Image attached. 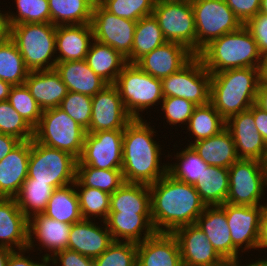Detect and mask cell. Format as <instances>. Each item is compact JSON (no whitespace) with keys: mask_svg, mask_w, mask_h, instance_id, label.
<instances>
[{"mask_svg":"<svg viewBox=\"0 0 267 266\" xmlns=\"http://www.w3.org/2000/svg\"><path fill=\"white\" fill-rule=\"evenodd\" d=\"M76 180L84 187L114 193L125 183L122 170L99 169L88 165L76 166Z\"/></svg>","mask_w":267,"mask_h":266,"instance_id":"cell-41","label":"cell"},{"mask_svg":"<svg viewBox=\"0 0 267 266\" xmlns=\"http://www.w3.org/2000/svg\"><path fill=\"white\" fill-rule=\"evenodd\" d=\"M137 21L117 17L100 4L93 6L91 26L94 40L109 45L131 63V51Z\"/></svg>","mask_w":267,"mask_h":266,"instance_id":"cell-13","label":"cell"},{"mask_svg":"<svg viewBox=\"0 0 267 266\" xmlns=\"http://www.w3.org/2000/svg\"><path fill=\"white\" fill-rule=\"evenodd\" d=\"M55 70L71 92L93 97L108 85L92 71L86 60L57 62Z\"/></svg>","mask_w":267,"mask_h":266,"instance_id":"cell-29","label":"cell"},{"mask_svg":"<svg viewBox=\"0 0 267 266\" xmlns=\"http://www.w3.org/2000/svg\"><path fill=\"white\" fill-rule=\"evenodd\" d=\"M254 116L256 128L267 144V111L258 107L255 103L249 109Z\"/></svg>","mask_w":267,"mask_h":266,"instance_id":"cell-54","label":"cell"},{"mask_svg":"<svg viewBox=\"0 0 267 266\" xmlns=\"http://www.w3.org/2000/svg\"><path fill=\"white\" fill-rule=\"evenodd\" d=\"M205 233L217 253L233 261V242L225 211L220 206H207L195 223Z\"/></svg>","mask_w":267,"mask_h":266,"instance_id":"cell-26","label":"cell"},{"mask_svg":"<svg viewBox=\"0 0 267 266\" xmlns=\"http://www.w3.org/2000/svg\"><path fill=\"white\" fill-rule=\"evenodd\" d=\"M194 56L184 45L167 41L141 57L135 64L147 74L162 79L180 70Z\"/></svg>","mask_w":267,"mask_h":266,"instance_id":"cell-20","label":"cell"},{"mask_svg":"<svg viewBox=\"0 0 267 266\" xmlns=\"http://www.w3.org/2000/svg\"><path fill=\"white\" fill-rule=\"evenodd\" d=\"M259 13L267 15V0H261V6H260Z\"/></svg>","mask_w":267,"mask_h":266,"instance_id":"cell-63","label":"cell"},{"mask_svg":"<svg viewBox=\"0 0 267 266\" xmlns=\"http://www.w3.org/2000/svg\"><path fill=\"white\" fill-rule=\"evenodd\" d=\"M89 1L92 2L94 5L99 4V0H89Z\"/></svg>","mask_w":267,"mask_h":266,"instance_id":"cell-65","label":"cell"},{"mask_svg":"<svg viewBox=\"0 0 267 266\" xmlns=\"http://www.w3.org/2000/svg\"><path fill=\"white\" fill-rule=\"evenodd\" d=\"M86 130L59 107L44 110L33 139L46 146L80 157Z\"/></svg>","mask_w":267,"mask_h":266,"instance_id":"cell-8","label":"cell"},{"mask_svg":"<svg viewBox=\"0 0 267 266\" xmlns=\"http://www.w3.org/2000/svg\"><path fill=\"white\" fill-rule=\"evenodd\" d=\"M165 42L167 41L153 15L139 19L134 33L131 63H136L141 57Z\"/></svg>","mask_w":267,"mask_h":266,"instance_id":"cell-37","label":"cell"},{"mask_svg":"<svg viewBox=\"0 0 267 266\" xmlns=\"http://www.w3.org/2000/svg\"><path fill=\"white\" fill-rule=\"evenodd\" d=\"M155 2L160 1H175V2H192L193 0H154Z\"/></svg>","mask_w":267,"mask_h":266,"instance_id":"cell-64","label":"cell"},{"mask_svg":"<svg viewBox=\"0 0 267 266\" xmlns=\"http://www.w3.org/2000/svg\"><path fill=\"white\" fill-rule=\"evenodd\" d=\"M161 111L165 114L166 122L169 125H186L196 105L187 99L179 97H164L161 101Z\"/></svg>","mask_w":267,"mask_h":266,"instance_id":"cell-49","label":"cell"},{"mask_svg":"<svg viewBox=\"0 0 267 266\" xmlns=\"http://www.w3.org/2000/svg\"><path fill=\"white\" fill-rule=\"evenodd\" d=\"M225 127L226 121L210 102L205 105L196 106L187 124V129H185L195 139L189 145L192 142L210 138L218 134Z\"/></svg>","mask_w":267,"mask_h":266,"instance_id":"cell-36","label":"cell"},{"mask_svg":"<svg viewBox=\"0 0 267 266\" xmlns=\"http://www.w3.org/2000/svg\"><path fill=\"white\" fill-rule=\"evenodd\" d=\"M9 37V26L6 12L0 10V44Z\"/></svg>","mask_w":267,"mask_h":266,"instance_id":"cell-58","label":"cell"},{"mask_svg":"<svg viewBox=\"0 0 267 266\" xmlns=\"http://www.w3.org/2000/svg\"><path fill=\"white\" fill-rule=\"evenodd\" d=\"M93 220L82 219L71 225L67 249L95 259L113 242L106 223L100 226Z\"/></svg>","mask_w":267,"mask_h":266,"instance_id":"cell-22","label":"cell"},{"mask_svg":"<svg viewBox=\"0 0 267 266\" xmlns=\"http://www.w3.org/2000/svg\"><path fill=\"white\" fill-rule=\"evenodd\" d=\"M262 260H260V258H258V260H256L255 262H250L247 265H240V260L239 257L231 262L228 263V266H267V258L265 257V259H263L261 257Z\"/></svg>","mask_w":267,"mask_h":266,"instance_id":"cell-59","label":"cell"},{"mask_svg":"<svg viewBox=\"0 0 267 266\" xmlns=\"http://www.w3.org/2000/svg\"><path fill=\"white\" fill-rule=\"evenodd\" d=\"M198 56L210 74L227 69L261 68L264 59L244 25L212 40Z\"/></svg>","mask_w":267,"mask_h":266,"instance_id":"cell-4","label":"cell"},{"mask_svg":"<svg viewBox=\"0 0 267 266\" xmlns=\"http://www.w3.org/2000/svg\"><path fill=\"white\" fill-rule=\"evenodd\" d=\"M114 85L133 119H142L139 112L143 113L145 109L147 111L151 106L161 104L164 98L161 79L147 74L135 63L124 66Z\"/></svg>","mask_w":267,"mask_h":266,"instance_id":"cell-6","label":"cell"},{"mask_svg":"<svg viewBox=\"0 0 267 266\" xmlns=\"http://www.w3.org/2000/svg\"><path fill=\"white\" fill-rule=\"evenodd\" d=\"M226 128L233 137L239 159L267 163V144L259 134L249 109L230 117Z\"/></svg>","mask_w":267,"mask_h":266,"instance_id":"cell-19","label":"cell"},{"mask_svg":"<svg viewBox=\"0 0 267 266\" xmlns=\"http://www.w3.org/2000/svg\"><path fill=\"white\" fill-rule=\"evenodd\" d=\"M25 85L43 111L59 107L68 93L67 86L55 68L29 71Z\"/></svg>","mask_w":267,"mask_h":266,"instance_id":"cell-27","label":"cell"},{"mask_svg":"<svg viewBox=\"0 0 267 266\" xmlns=\"http://www.w3.org/2000/svg\"><path fill=\"white\" fill-rule=\"evenodd\" d=\"M229 170V192L226 203L241 206H263L267 188V163L239 159ZM261 200V201H260Z\"/></svg>","mask_w":267,"mask_h":266,"instance_id":"cell-9","label":"cell"},{"mask_svg":"<svg viewBox=\"0 0 267 266\" xmlns=\"http://www.w3.org/2000/svg\"><path fill=\"white\" fill-rule=\"evenodd\" d=\"M191 146L211 166L228 169L239 160L233 137L226 127L210 138L192 142Z\"/></svg>","mask_w":267,"mask_h":266,"instance_id":"cell-30","label":"cell"},{"mask_svg":"<svg viewBox=\"0 0 267 266\" xmlns=\"http://www.w3.org/2000/svg\"><path fill=\"white\" fill-rule=\"evenodd\" d=\"M109 212L151 214L149 185L125 182L110 195Z\"/></svg>","mask_w":267,"mask_h":266,"instance_id":"cell-32","label":"cell"},{"mask_svg":"<svg viewBox=\"0 0 267 266\" xmlns=\"http://www.w3.org/2000/svg\"><path fill=\"white\" fill-rule=\"evenodd\" d=\"M244 26L249 30L257 43L259 52L264 57L267 56V15L258 13L248 20Z\"/></svg>","mask_w":267,"mask_h":266,"instance_id":"cell-50","label":"cell"},{"mask_svg":"<svg viewBox=\"0 0 267 266\" xmlns=\"http://www.w3.org/2000/svg\"><path fill=\"white\" fill-rule=\"evenodd\" d=\"M94 266H137V243L113 241L94 259Z\"/></svg>","mask_w":267,"mask_h":266,"instance_id":"cell-45","label":"cell"},{"mask_svg":"<svg viewBox=\"0 0 267 266\" xmlns=\"http://www.w3.org/2000/svg\"><path fill=\"white\" fill-rule=\"evenodd\" d=\"M29 70L16 44L8 37L0 44V79L11 86L25 84Z\"/></svg>","mask_w":267,"mask_h":266,"instance_id":"cell-40","label":"cell"},{"mask_svg":"<svg viewBox=\"0 0 267 266\" xmlns=\"http://www.w3.org/2000/svg\"><path fill=\"white\" fill-rule=\"evenodd\" d=\"M16 13L7 12L8 26L21 23H49L50 9L48 0H15Z\"/></svg>","mask_w":267,"mask_h":266,"instance_id":"cell-43","label":"cell"},{"mask_svg":"<svg viewBox=\"0 0 267 266\" xmlns=\"http://www.w3.org/2000/svg\"><path fill=\"white\" fill-rule=\"evenodd\" d=\"M28 245V218L15 198H0V246L21 250Z\"/></svg>","mask_w":267,"mask_h":266,"instance_id":"cell-25","label":"cell"},{"mask_svg":"<svg viewBox=\"0 0 267 266\" xmlns=\"http://www.w3.org/2000/svg\"><path fill=\"white\" fill-rule=\"evenodd\" d=\"M132 120L117 87L108 84L92 97L91 122L86 132L124 130Z\"/></svg>","mask_w":267,"mask_h":266,"instance_id":"cell-16","label":"cell"},{"mask_svg":"<svg viewBox=\"0 0 267 266\" xmlns=\"http://www.w3.org/2000/svg\"><path fill=\"white\" fill-rule=\"evenodd\" d=\"M70 229L71 224L59 222L47 217L43 213L35 214L28 219L27 248L34 251V248L38 245V247H42H37V250L40 249V253L42 251L41 249H47L44 251L46 254L42 256L49 260L57 252L67 249ZM47 252L50 253L48 254Z\"/></svg>","mask_w":267,"mask_h":266,"instance_id":"cell-18","label":"cell"},{"mask_svg":"<svg viewBox=\"0 0 267 266\" xmlns=\"http://www.w3.org/2000/svg\"><path fill=\"white\" fill-rule=\"evenodd\" d=\"M93 39L94 36L91 23L57 25V62L85 60Z\"/></svg>","mask_w":267,"mask_h":266,"instance_id":"cell-24","label":"cell"},{"mask_svg":"<svg viewBox=\"0 0 267 266\" xmlns=\"http://www.w3.org/2000/svg\"><path fill=\"white\" fill-rule=\"evenodd\" d=\"M9 38L16 44L29 71L55 68L56 25L51 22L12 25Z\"/></svg>","mask_w":267,"mask_h":266,"instance_id":"cell-5","label":"cell"},{"mask_svg":"<svg viewBox=\"0 0 267 266\" xmlns=\"http://www.w3.org/2000/svg\"><path fill=\"white\" fill-rule=\"evenodd\" d=\"M85 60L92 71L107 84H114L128 63L126 57L120 52L94 39Z\"/></svg>","mask_w":267,"mask_h":266,"instance_id":"cell-31","label":"cell"},{"mask_svg":"<svg viewBox=\"0 0 267 266\" xmlns=\"http://www.w3.org/2000/svg\"><path fill=\"white\" fill-rule=\"evenodd\" d=\"M94 266V259L84 256L77 251L64 249L49 259L51 266Z\"/></svg>","mask_w":267,"mask_h":266,"instance_id":"cell-51","label":"cell"},{"mask_svg":"<svg viewBox=\"0 0 267 266\" xmlns=\"http://www.w3.org/2000/svg\"><path fill=\"white\" fill-rule=\"evenodd\" d=\"M105 223L113 241L139 243L156 233L151 214L109 212Z\"/></svg>","mask_w":267,"mask_h":266,"instance_id":"cell-28","label":"cell"},{"mask_svg":"<svg viewBox=\"0 0 267 266\" xmlns=\"http://www.w3.org/2000/svg\"><path fill=\"white\" fill-rule=\"evenodd\" d=\"M261 68L227 69L211 74L210 103L227 121L256 101Z\"/></svg>","mask_w":267,"mask_h":266,"instance_id":"cell-3","label":"cell"},{"mask_svg":"<svg viewBox=\"0 0 267 266\" xmlns=\"http://www.w3.org/2000/svg\"><path fill=\"white\" fill-rule=\"evenodd\" d=\"M228 7L244 25L248 20L255 17L261 6V0H225Z\"/></svg>","mask_w":267,"mask_h":266,"instance_id":"cell-52","label":"cell"},{"mask_svg":"<svg viewBox=\"0 0 267 266\" xmlns=\"http://www.w3.org/2000/svg\"><path fill=\"white\" fill-rule=\"evenodd\" d=\"M21 141L13 136L0 133V161L4 159Z\"/></svg>","mask_w":267,"mask_h":266,"instance_id":"cell-56","label":"cell"},{"mask_svg":"<svg viewBox=\"0 0 267 266\" xmlns=\"http://www.w3.org/2000/svg\"><path fill=\"white\" fill-rule=\"evenodd\" d=\"M196 55L212 40L238 30L243 24L225 0H193Z\"/></svg>","mask_w":267,"mask_h":266,"instance_id":"cell-10","label":"cell"},{"mask_svg":"<svg viewBox=\"0 0 267 266\" xmlns=\"http://www.w3.org/2000/svg\"><path fill=\"white\" fill-rule=\"evenodd\" d=\"M137 266H183L175 236L156 232L137 243Z\"/></svg>","mask_w":267,"mask_h":266,"instance_id":"cell-21","label":"cell"},{"mask_svg":"<svg viewBox=\"0 0 267 266\" xmlns=\"http://www.w3.org/2000/svg\"><path fill=\"white\" fill-rule=\"evenodd\" d=\"M255 104L261 109L267 111V84L262 80L258 86Z\"/></svg>","mask_w":267,"mask_h":266,"instance_id":"cell-57","label":"cell"},{"mask_svg":"<svg viewBox=\"0 0 267 266\" xmlns=\"http://www.w3.org/2000/svg\"><path fill=\"white\" fill-rule=\"evenodd\" d=\"M11 85L0 79V101H6L9 96Z\"/></svg>","mask_w":267,"mask_h":266,"instance_id":"cell-60","label":"cell"},{"mask_svg":"<svg viewBox=\"0 0 267 266\" xmlns=\"http://www.w3.org/2000/svg\"><path fill=\"white\" fill-rule=\"evenodd\" d=\"M7 101L33 129L38 125L43 110L25 84L12 86Z\"/></svg>","mask_w":267,"mask_h":266,"instance_id":"cell-44","label":"cell"},{"mask_svg":"<svg viewBox=\"0 0 267 266\" xmlns=\"http://www.w3.org/2000/svg\"><path fill=\"white\" fill-rule=\"evenodd\" d=\"M220 207L225 211L233 242V260L241 258L240 252L257 249L260 216L263 206H241L224 203ZM244 246V247H243ZM240 251V252H239Z\"/></svg>","mask_w":267,"mask_h":266,"instance_id":"cell-15","label":"cell"},{"mask_svg":"<svg viewBox=\"0 0 267 266\" xmlns=\"http://www.w3.org/2000/svg\"><path fill=\"white\" fill-rule=\"evenodd\" d=\"M177 160L167 164V173L174 179L194 185L203 171L209 166L205 163L191 145L174 155ZM175 163V164H174Z\"/></svg>","mask_w":267,"mask_h":266,"instance_id":"cell-38","label":"cell"},{"mask_svg":"<svg viewBox=\"0 0 267 266\" xmlns=\"http://www.w3.org/2000/svg\"><path fill=\"white\" fill-rule=\"evenodd\" d=\"M151 218L156 232L172 233L175 229L195 224L206 204L195 187L166 173L149 185Z\"/></svg>","mask_w":267,"mask_h":266,"instance_id":"cell-1","label":"cell"},{"mask_svg":"<svg viewBox=\"0 0 267 266\" xmlns=\"http://www.w3.org/2000/svg\"><path fill=\"white\" fill-rule=\"evenodd\" d=\"M74 185L79 199L82 218L84 220H95L98 217L101 223L105 222L110 210L111 194L96 188L84 187L77 180H75Z\"/></svg>","mask_w":267,"mask_h":266,"instance_id":"cell-42","label":"cell"},{"mask_svg":"<svg viewBox=\"0 0 267 266\" xmlns=\"http://www.w3.org/2000/svg\"><path fill=\"white\" fill-rule=\"evenodd\" d=\"M30 250L28 248L21 250H13L7 260L6 266H49V260L42 256L41 263L39 260L33 261L29 256H25V254L29 253Z\"/></svg>","mask_w":267,"mask_h":266,"instance_id":"cell-53","label":"cell"},{"mask_svg":"<svg viewBox=\"0 0 267 266\" xmlns=\"http://www.w3.org/2000/svg\"><path fill=\"white\" fill-rule=\"evenodd\" d=\"M261 80L267 84V56L263 59L261 67Z\"/></svg>","mask_w":267,"mask_h":266,"instance_id":"cell-62","label":"cell"},{"mask_svg":"<svg viewBox=\"0 0 267 266\" xmlns=\"http://www.w3.org/2000/svg\"><path fill=\"white\" fill-rule=\"evenodd\" d=\"M267 201V200H266ZM263 209L260 216V224H259V234L257 240V249L263 248L267 249V202L264 203L263 200Z\"/></svg>","mask_w":267,"mask_h":266,"instance_id":"cell-55","label":"cell"},{"mask_svg":"<svg viewBox=\"0 0 267 266\" xmlns=\"http://www.w3.org/2000/svg\"><path fill=\"white\" fill-rule=\"evenodd\" d=\"M193 186L206 206L223 205L229 192V170L209 165Z\"/></svg>","mask_w":267,"mask_h":266,"instance_id":"cell-33","label":"cell"},{"mask_svg":"<svg viewBox=\"0 0 267 266\" xmlns=\"http://www.w3.org/2000/svg\"><path fill=\"white\" fill-rule=\"evenodd\" d=\"M124 130L86 133L77 165L99 169H122Z\"/></svg>","mask_w":267,"mask_h":266,"instance_id":"cell-14","label":"cell"},{"mask_svg":"<svg viewBox=\"0 0 267 266\" xmlns=\"http://www.w3.org/2000/svg\"><path fill=\"white\" fill-rule=\"evenodd\" d=\"M172 234L179 244L183 266L228 265L196 224L181 226Z\"/></svg>","mask_w":267,"mask_h":266,"instance_id":"cell-17","label":"cell"},{"mask_svg":"<svg viewBox=\"0 0 267 266\" xmlns=\"http://www.w3.org/2000/svg\"><path fill=\"white\" fill-rule=\"evenodd\" d=\"M53 25L89 24L94 4L89 0H48Z\"/></svg>","mask_w":267,"mask_h":266,"instance_id":"cell-35","label":"cell"},{"mask_svg":"<svg viewBox=\"0 0 267 266\" xmlns=\"http://www.w3.org/2000/svg\"><path fill=\"white\" fill-rule=\"evenodd\" d=\"M100 5L108 12L128 20L152 15L154 0H103Z\"/></svg>","mask_w":267,"mask_h":266,"instance_id":"cell-47","label":"cell"},{"mask_svg":"<svg viewBox=\"0 0 267 266\" xmlns=\"http://www.w3.org/2000/svg\"><path fill=\"white\" fill-rule=\"evenodd\" d=\"M0 133L13 136L20 141L32 140L34 129L6 101H0Z\"/></svg>","mask_w":267,"mask_h":266,"instance_id":"cell-46","label":"cell"},{"mask_svg":"<svg viewBox=\"0 0 267 266\" xmlns=\"http://www.w3.org/2000/svg\"><path fill=\"white\" fill-rule=\"evenodd\" d=\"M59 108L66 112L86 131L91 122L92 97L68 91L67 95L61 101Z\"/></svg>","mask_w":267,"mask_h":266,"instance_id":"cell-48","label":"cell"},{"mask_svg":"<svg viewBox=\"0 0 267 266\" xmlns=\"http://www.w3.org/2000/svg\"><path fill=\"white\" fill-rule=\"evenodd\" d=\"M144 120L133 119L124 129L121 170L126 183L151 185L167 173L155 129Z\"/></svg>","mask_w":267,"mask_h":266,"instance_id":"cell-2","label":"cell"},{"mask_svg":"<svg viewBox=\"0 0 267 266\" xmlns=\"http://www.w3.org/2000/svg\"><path fill=\"white\" fill-rule=\"evenodd\" d=\"M161 83L164 97L184 98L196 106L210 102L211 74L198 55L174 74L162 78Z\"/></svg>","mask_w":267,"mask_h":266,"instance_id":"cell-11","label":"cell"},{"mask_svg":"<svg viewBox=\"0 0 267 266\" xmlns=\"http://www.w3.org/2000/svg\"><path fill=\"white\" fill-rule=\"evenodd\" d=\"M13 250L0 246V266H6L7 260Z\"/></svg>","mask_w":267,"mask_h":266,"instance_id":"cell-61","label":"cell"},{"mask_svg":"<svg viewBox=\"0 0 267 266\" xmlns=\"http://www.w3.org/2000/svg\"><path fill=\"white\" fill-rule=\"evenodd\" d=\"M31 140L21 141L0 161V198H15L28 176Z\"/></svg>","mask_w":267,"mask_h":266,"instance_id":"cell-23","label":"cell"},{"mask_svg":"<svg viewBox=\"0 0 267 266\" xmlns=\"http://www.w3.org/2000/svg\"><path fill=\"white\" fill-rule=\"evenodd\" d=\"M78 159L72 154L31 140L27 178L47 183L54 189L70 185L76 180Z\"/></svg>","mask_w":267,"mask_h":266,"instance_id":"cell-7","label":"cell"},{"mask_svg":"<svg viewBox=\"0 0 267 266\" xmlns=\"http://www.w3.org/2000/svg\"><path fill=\"white\" fill-rule=\"evenodd\" d=\"M152 15L166 41L182 44L196 55V28L191 2H155Z\"/></svg>","mask_w":267,"mask_h":266,"instance_id":"cell-12","label":"cell"},{"mask_svg":"<svg viewBox=\"0 0 267 266\" xmlns=\"http://www.w3.org/2000/svg\"><path fill=\"white\" fill-rule=\"evenodd\" d=\"M43 214L71 225L81 221L83 218L74 183L54 189Z\"/></svg>","mask_w":267,"mask_h":266,"instance_id":"cell-34","label":"cell"},{"mask_svg":"<svg viewBox=\"0 0 267 266\" xmlns=\"http://www.w3.org/2000/svg\"><path fill=\"white\" fill-rule=\"evenodd\" d=\"M53 191L54 188L47 183L34 182V179L26 178L15 199L18 207L29 219L31 216L45 211Z\"/></svg>","mask_w":267,"mask_h":266,"instance_id":"cell-39","label":"cell"}]
</instances>
